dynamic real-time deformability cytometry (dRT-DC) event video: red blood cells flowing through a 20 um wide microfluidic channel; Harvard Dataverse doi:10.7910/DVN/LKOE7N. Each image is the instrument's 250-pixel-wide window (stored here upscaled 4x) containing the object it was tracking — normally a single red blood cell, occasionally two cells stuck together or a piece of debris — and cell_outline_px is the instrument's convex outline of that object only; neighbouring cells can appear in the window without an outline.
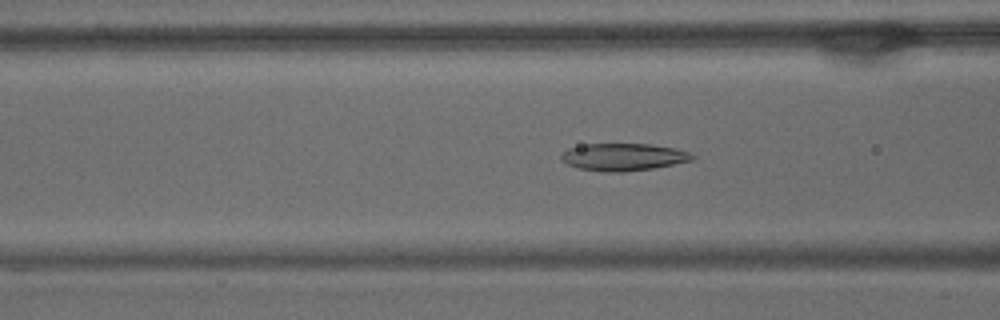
{"species": "common noctule bat (a hibernating species)", "species_latin": "Nyctalus noctula", "temperature_condition": "warm", "stored_images_in_passage": 52, "camera_frame_rate_fps": 3000, "um_per_image_px": 0.085, "animal": {"sex": "male", "body_mass_g": 15.6}, "frame": {"image": 1, "passage_image": 19, "time_ms": 6.0, "image_size_px": [1000, 320], "cell_outline_px": [[696, 160], [656, 168], [624, 172], [604, 172], [580, 168], [568, 164], [560, 160], [560, 156], [568, 148], [584, 144], [652, 144], [676, 148], [688, 152], [696, 156]], "centroid_in_image_um": [53.04, 13.35], "position_along_channel_um": 113.6, "area_um2": 21.15}}
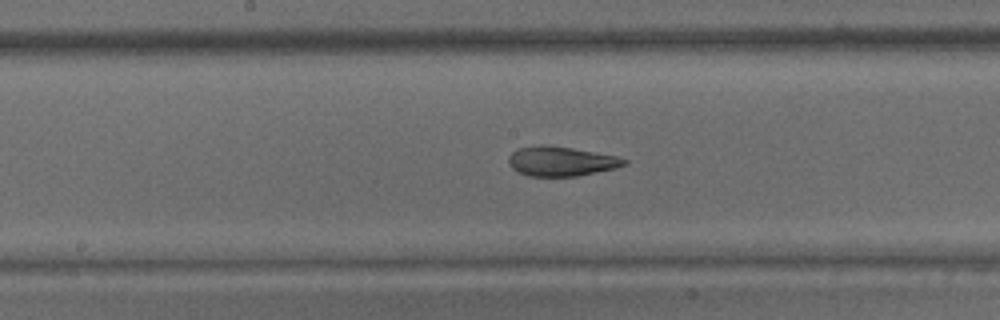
{"frame": {"image": 2, "passage_image": 26, "time_ms": 8.333, "image_size_px": [1000, 320], "cell_outline_px": [[628, 164], [616, 168], [576, 176], [528, 176], [516, 172], [508, 164], [508, 156], [512, 152], [520, 148], [540, 144], [548, 144], [572, 148], [616, 156], [628, 160]], "centroid_in_image_um": [47.66, 13.7], "position_along_channel_um": 200.5, "area_um2": 20.06}}
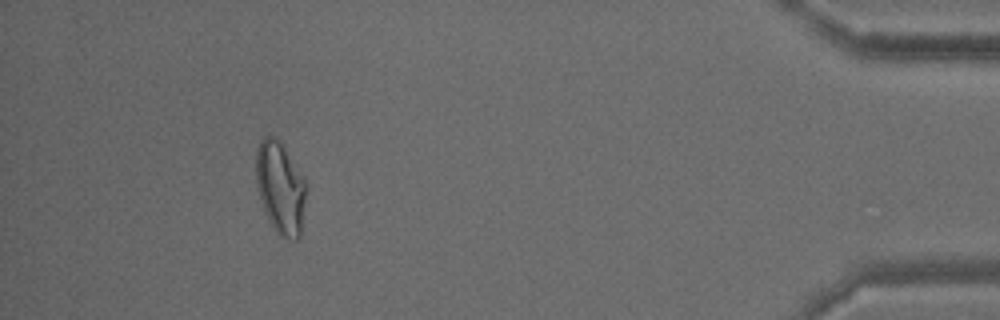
{"frame": {"image": 3, "passage_image": 48, "time_ms": 15.667, "image_size_px": [1000, 320], "cell_outline_px": [[304, 200], [300, 236], [296, 240], [280, 236], [276, 232], [268, 220], [264, 212], [260, 200], [256, 184], [256, 148], [260, 140], [264, 136], [276, 136], [280, 140], [304, 176]], "centroid_in_image_um": [23.79, 15.92], "position_along_channel_um": 411.4, "area_um2": 26.93}, "authors_computed_cell_mechanics": {"area_um2": 23.1778, "velocity_mm_per_s": 3.7073, "shape_relaxation_time_tau1_ms": null, "shape_relaxation_time_tau2_ms": 1.5625, "deformation_change_tau1": null, "deformation_change_tau2": 0.0904}}